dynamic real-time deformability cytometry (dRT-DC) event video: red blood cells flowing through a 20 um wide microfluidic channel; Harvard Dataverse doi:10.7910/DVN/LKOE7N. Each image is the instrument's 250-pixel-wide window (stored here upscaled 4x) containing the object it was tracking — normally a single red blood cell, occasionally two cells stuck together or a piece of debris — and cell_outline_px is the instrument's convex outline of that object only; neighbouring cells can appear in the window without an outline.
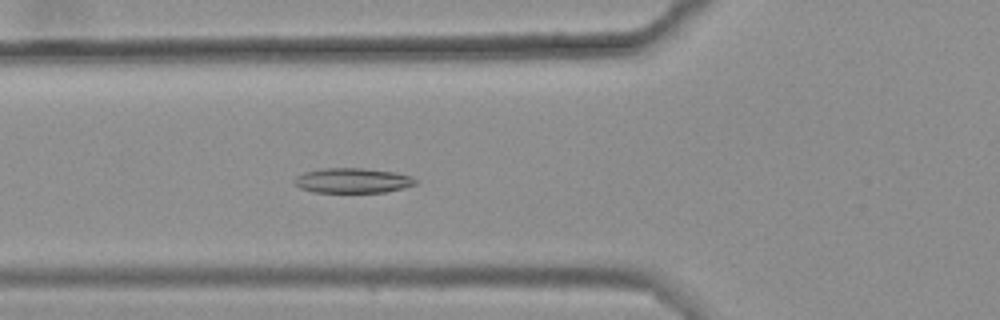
{"species": "common noctule bat (a hibernating species)", "species_latin": "Nyctalus noctula", "temperature_condition": "warm", "stored_images_in_passage": 45, "camera_frame_rate_fps": 3000, "um_per_image_px": 0.085, "animal": {"sex": "female", "body_mass_g": 25.1}, "frame": {"image": 1, "passage_image": 18, "time_ms": 5.667, "image_size_px": [1000, 320], "cell_outline_px": [[420, 180], [416, 184], [404, 188], [384, 192], [312, 192], [300, 188], [296, 184], [296, 176], [304, 172], [320, 168], [364, 168], [392, 172], [412, 176]], "centroid_in_image_um": [30.01, 15.34], "position_along_channel_um": 95.8, "area_um2": 17.63}}
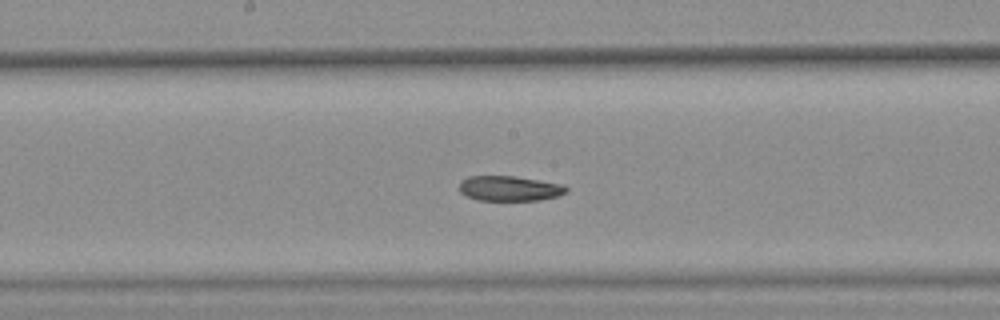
{"frame": {"image": 2, "passage_image": 27, "time_ms": 8.667, "image_size_px": [1000, 320], "cell_outline_px": [[568, 192], [556, 196], [540, 200], [476, 200], [460, 192], [460, 180], [468, 176], [516, 176], [560, 184], [568, 188]], "centroid_in_image_um": [43.28, 16.01], "position_along_channel_um": 204.9, "area_um2": 15.55}}
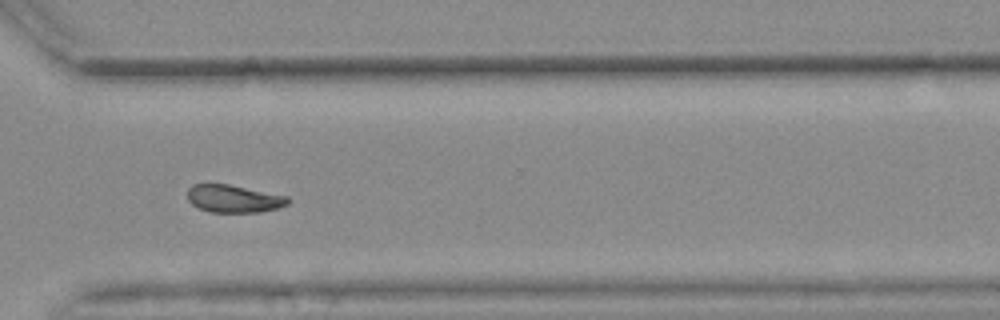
{"frame": {"image": 3, "passage_image": 39, "time_ms": 12.667, "image_size_px": [1000, 320], "cell_outline_px": [[288, 204], [276, 208], [260, 212], [208, 212], [192, 204], [188, 200], [188, 188], [192, 184], [228, 184], [288, 196]], "centroid_in_image_um": [19.84, 16.88], "position_along_channel_um": 350.8, "area_um2": 16.07}, "authors_computed_cell_mechanics": {"area_um2": 16.9932, "velocity_mm_per_s": 3.6351, "shape_relaxation_time_tau1_ms": 11.2106, "shape_relaxation_time_tau2_ms": 6.2073, "deformation_change_tau1": 0.1785, "deformation_change_tau2": 0.1057}}